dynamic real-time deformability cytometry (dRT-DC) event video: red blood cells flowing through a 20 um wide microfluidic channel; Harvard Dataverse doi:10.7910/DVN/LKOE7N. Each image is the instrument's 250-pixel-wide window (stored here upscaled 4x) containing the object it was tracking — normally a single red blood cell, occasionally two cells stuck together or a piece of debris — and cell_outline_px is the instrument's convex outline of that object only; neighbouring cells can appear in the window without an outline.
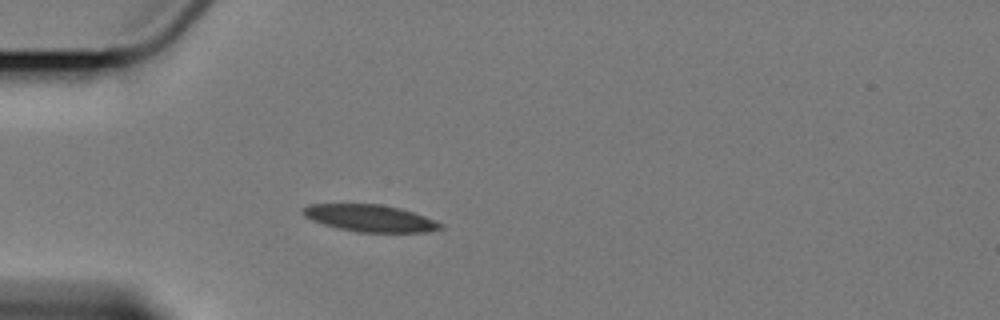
{"species": "Egyptian fruit bat (a non-hibernating species)", "species_latin": "Rousettus aegyptiacus", "temperature_condition": "cold", "stored_images_in_passage": 2, "camera_frame_rate_fps": 3000, "um_per_image_px": 0.085, "animal": {"sex": "female"}, "frame": {"image": 1, "passage_image": 1, "time_ms": 0.0, "image_size_px": [1000, 320], "cell_outline_px": [[444, 228], [428, 232], [356, 232], [336, 228], [312, 220], [304, 216], [300, 212], [308, 204], [380, 204], [400, 208], [424, 216], [444, 224]], "centroid_in_image_um": [31.45, 18.55], "position_along_channel_um": 53.5, "area_um2": 21.68}}